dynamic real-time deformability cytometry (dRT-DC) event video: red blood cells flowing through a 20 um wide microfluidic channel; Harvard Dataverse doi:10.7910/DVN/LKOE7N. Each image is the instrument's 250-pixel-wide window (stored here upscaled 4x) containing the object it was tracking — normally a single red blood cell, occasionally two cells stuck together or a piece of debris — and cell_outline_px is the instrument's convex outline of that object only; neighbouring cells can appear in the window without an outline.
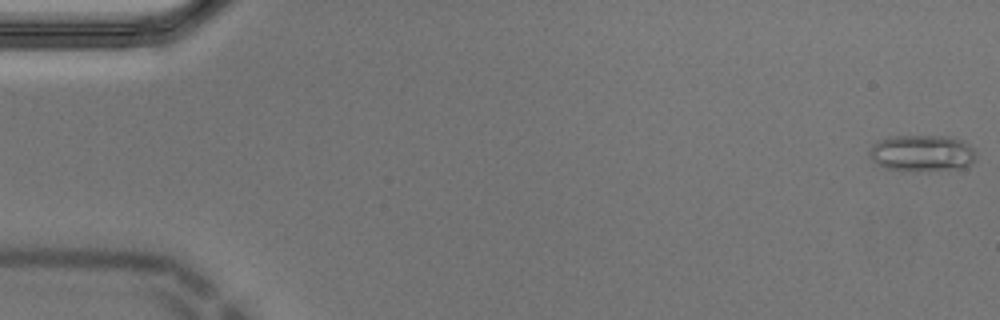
{"species": "Egyptian fruit bat (a non-hibernating species)", "species_latin": "Rousettus aegyptiacus", "temperature_condition": "cold", "stored_images_in_passage": 8, "camera_frame_rate_fps": 3000, "um_per_image_px": 0.085, "animal": {"sex": "male"}, "frame": {"image": 1, "passage_image": 1, "time_ms": 0.0, "image_size_px": [1000, 320], "cell_outline_px": [[976, 160], [972, 164], [964, 168], [888, 168], [872, 160], [868, 152], [872, 144], [888, 136], [948, 136], [964, 140], [976, 152]], "centroid_in_image_um": [78.42, 12.95], "position_along_channel_um": 6.6, "area_um2": 21.96}}